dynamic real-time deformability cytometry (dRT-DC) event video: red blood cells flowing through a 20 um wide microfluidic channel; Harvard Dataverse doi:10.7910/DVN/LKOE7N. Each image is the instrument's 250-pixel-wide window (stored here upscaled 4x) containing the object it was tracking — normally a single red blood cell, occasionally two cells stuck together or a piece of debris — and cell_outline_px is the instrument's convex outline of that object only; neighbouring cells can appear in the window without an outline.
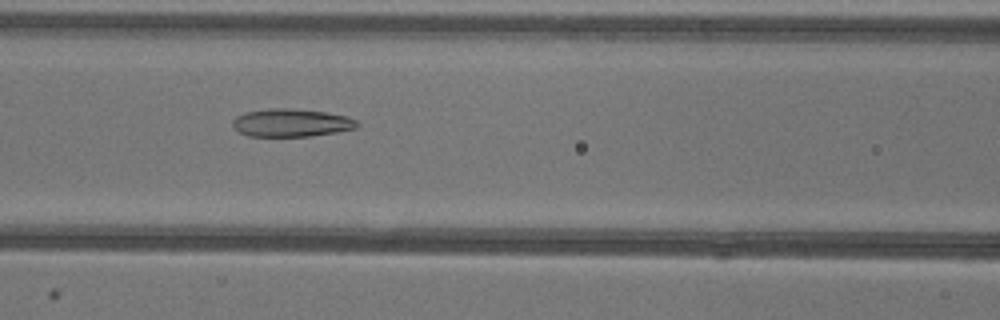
{"species": "common noctule bat (a hibernating species)", "species_latin": "Nyctalus noctula", "temperature_condition": "warm", "stored_images_in_passage": 52, "camera_frame_rate_fps": 3000, "um_per_image_px": 0.085, "animal": {"sex": "female"}, "frame": {"image": 1, "passage_image": 22, "time_ms": 7.0, "image_size_px": [1000, 320], "cell_outline_px": [[360, 124], [356, 128], [336, 132], [308, 136], [248, 136], [240, 132], [232, 124], [232, 120], [236, 116], [244, 112], [268, 108], [292, 108], [324, 112], [348, 116], [356, 120]], "centroid_in_image_um": [24.76, 10.42], "position_along_channel_um": 141.8, "area_um2": 20.29}}
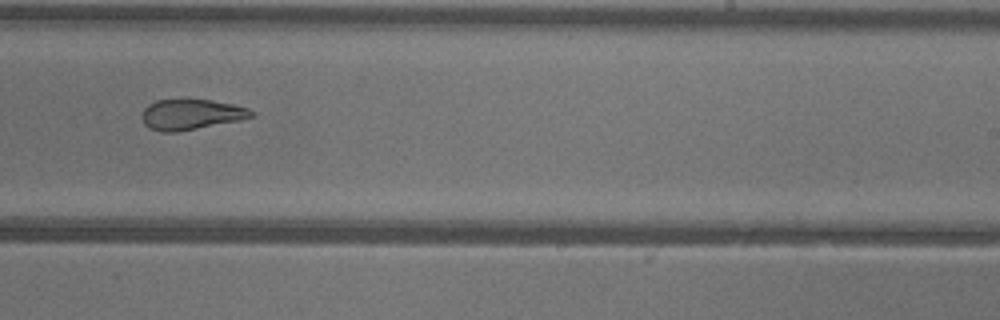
{"frame": {"image": 2, "passage_image": 32, "time_ms": 10.333, "image_size_px": [1000, 320], "cell_outline_px": [[252, 116], [240, 120], [176, 132], [160, 132], [148, 128], [144, 124], [140, 116], [144, 108], [148, 104], [156, 100], [212, 100], [232, 104], [248, 108], [252, 112]], "centroid_in_image_um": [16.17, 9.73], "position_along_channel_um": 272.8, "area_um2": 19.31}}
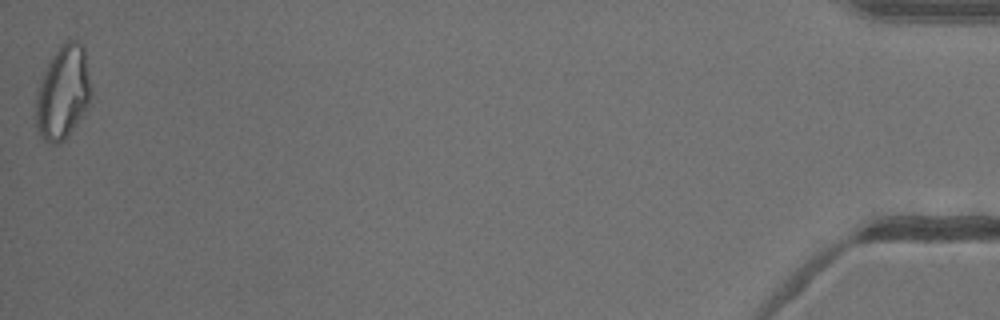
{"frame": {"image": 3, "passage_image": 52, "time_ms": 17.0, "image_size_px": [1000, 320], "cell_outline_px": [[92, 96], [84, 116], [68, 136], [64, 140], [56, 144], [48, 144], [40, 136], [36, 128], [36, 96], [44, 72], [52, 56], [60, 44], [64, 40], [72, 40], [84, 44], [92, 92]], "centroid_in_image_um": [5.38, 7.89], "position_along_channel_um": 429.8, "area_um2": 30.58}, "authors_computed_cell_mechanics": {"area_um2": 24.1604, "velocity_mm_per_s": 3.9413, "shape_relaxation_time_tau1_ms": 9.1942, "shape_relaxation_time_tau2_ms": 2.2907, "deformation_change_tau1": 0.2459, "deformation_change_tau2": 0.0839}}